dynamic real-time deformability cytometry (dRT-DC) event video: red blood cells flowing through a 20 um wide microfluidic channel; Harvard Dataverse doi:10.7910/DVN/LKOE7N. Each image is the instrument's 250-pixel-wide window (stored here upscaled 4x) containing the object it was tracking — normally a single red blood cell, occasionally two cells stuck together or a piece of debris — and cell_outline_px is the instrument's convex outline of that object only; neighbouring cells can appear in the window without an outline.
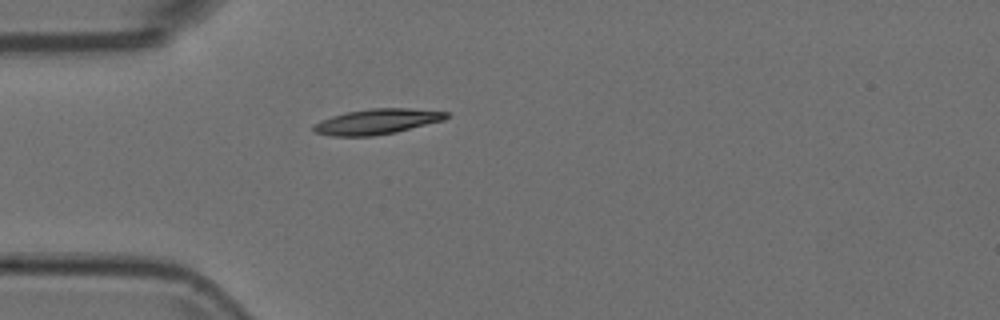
{"species": "Egyptian fruit bat (a non-hibernating species)", "species_latin": "Rousettus aegyptiacus", "temperature_condition": "room temperature", "stored_images_in_passage": 6, "camera_frame_rate_fps": 3000, "um_per_image_px": 0.085, "animal": {"sex": "female"}, "frame": {"image": 1, "passage_image": 1, "time_ms": 0.0, "image_size_px": [1000, 320], "cell_outline_px": [[448, 116], [444, 120], [396, 132], [372, 136], [332, 136], [316, 132], [312, 128], [312, 124], [320, 120], [332, 116], [348, 112], [372, 108], [408, 108], [448, 112]], "centroid_in_image_um": [32.02, 10.33], "position_along_channel_um": 53.0, "area_um2": 19.48}}